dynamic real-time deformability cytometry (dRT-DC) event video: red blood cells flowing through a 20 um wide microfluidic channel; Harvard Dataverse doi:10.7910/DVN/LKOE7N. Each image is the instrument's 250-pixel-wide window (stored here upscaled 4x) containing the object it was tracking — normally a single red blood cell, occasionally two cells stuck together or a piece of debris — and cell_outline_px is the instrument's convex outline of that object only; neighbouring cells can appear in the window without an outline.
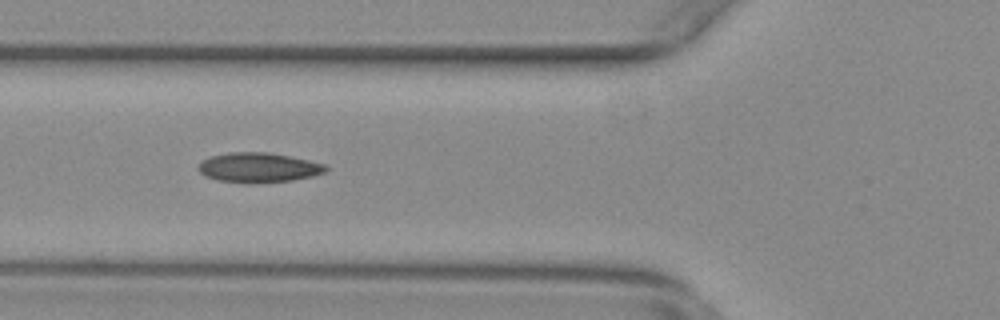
{"species": "common noctule bat (a hibernating species)", "species_latin": "Nyctalus noctula", "temperature_condition": "warm", "stored_images_in_passage": 20, "camera_frame_rate_fps": 3000, "um_per_image_px": 0.085, "animal": {"sex": "female", "body_mass_g": 29.2, "forearm_length_mm": 56.3}, "frame": {"image": 1, "passage_image": 10, "time_ms": 3.0, "image_size_px": [1000, 320], "cell_outline_px": [[328, 168], [324, 172], [312, 176], [292, 180], [244, 184], [216, 180], [204, 176], [196, 168], [204, 160], [212, 156], [232, 152], [268, 152], [308, 160], [324, 164]], "centroid_in_image_um": [21.94, 14.25], "position_along_channel_um": 103.9, "area_um2": 22.02}}
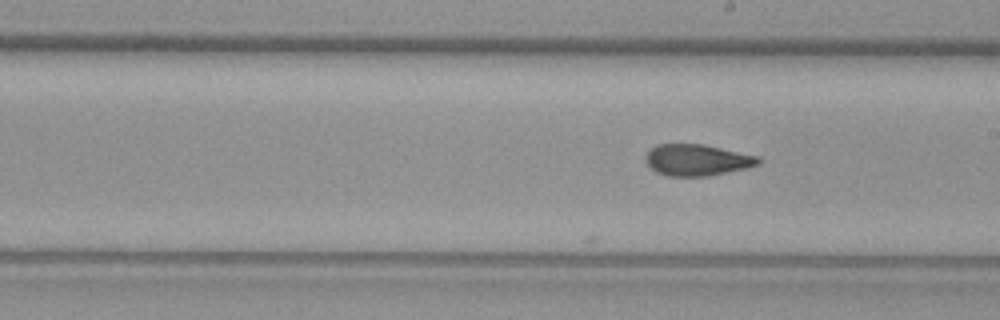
{"frame": {"image": 2, "passage_image": 20, "time_ms": 6.333, "image_size_px": [1000, 320], "cell_outline_px": [[764, 160], [760, 164], [748, 168], [708, 176], [668, 176], [656, 172], [644, 160], [644, 156], [656, 144], [704, 144], [760, 156]], "centroid_in_image_um": [59.3, 13.6], "position_along_channel_um": 229.7, "area_um2": 20.92}}